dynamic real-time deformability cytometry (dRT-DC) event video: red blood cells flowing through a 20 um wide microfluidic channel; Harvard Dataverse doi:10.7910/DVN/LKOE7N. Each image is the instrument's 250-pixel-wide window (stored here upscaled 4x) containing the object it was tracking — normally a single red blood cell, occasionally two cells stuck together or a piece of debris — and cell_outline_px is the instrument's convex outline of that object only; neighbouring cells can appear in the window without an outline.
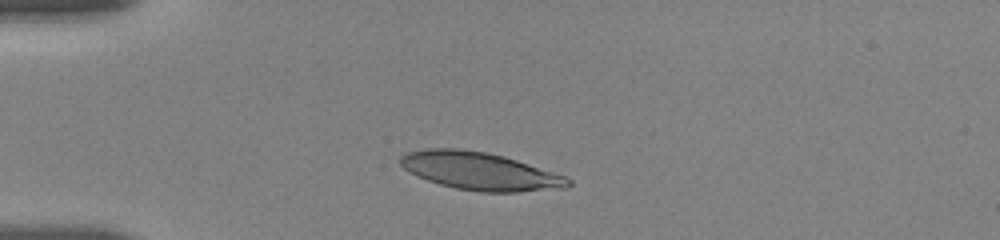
{"species": "human", "species_latin": "Homo sapiens", "temperature_condition": "room temperature", "stored_images_in_passage": 2, "camera_frame_rate_fps": 3000, "um_per_image_px": 0.085, "donor": {"sex": "female"}, "frame": {"image": 1, "passage_image": 1, "time_ms": 0.0, "image_size_px": [1000, 240], "cell_outline_px": [[572, 184], [568, 188], [520, 192], [480, 192], [456, 188], [440, 184], [428, 180], [404, 168], [400, 164], [400, 156], [404, 152], [428, 148], [456, 148], [488, 152], [504, 156], [564, 176], [572, 180]], "centroid_in_image_um": [40.81, 14.54], "position_along_channel_um": 44.2, "area_um2": 36.82}}